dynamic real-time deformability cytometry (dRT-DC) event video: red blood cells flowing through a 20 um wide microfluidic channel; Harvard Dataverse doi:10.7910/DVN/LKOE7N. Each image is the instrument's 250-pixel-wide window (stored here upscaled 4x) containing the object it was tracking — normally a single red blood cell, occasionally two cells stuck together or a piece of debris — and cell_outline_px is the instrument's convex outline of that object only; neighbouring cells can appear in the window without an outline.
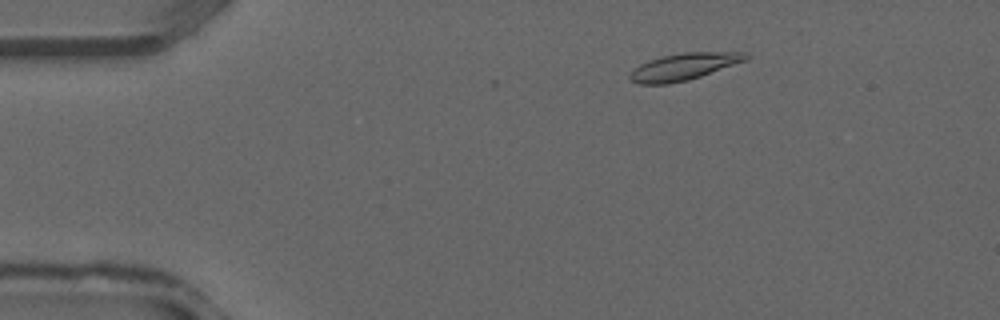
{"species": "common noctule bat (a hibernating species)", "species_latin": "Nyctalus noctula", "temperature_condition": "warm", "stored_images_in_passage": 36, "camera_frame_rate_fps": 3000, "um_per_image_px": 0.085, "animal": {"sex": "male", "forearm_length_mm": 52.5}, "frame": {"image": 1, "passage_image": 5, "time_ms": 1.333, "image_size_px": [1000, 320], "cell_outline_px": [[752, 56], [748, 60], [688, 80], [668, 84], [640, 84], [632, 80], [628, 76], [640, 64], [648, 60], [664, 56], [684, 52], [748, 52]], "centroid_in_image_um": [58.19, 5.65], "position_along_channel_um": 26.8, "area_um2": 18.09}}
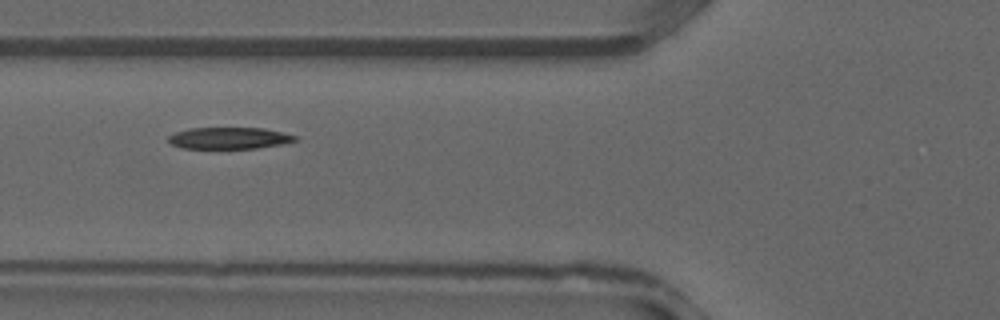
{"frame": {"image": 2, "passage_image": 13, "time_ms": 4.0, "image_size_px": [1000, 320], "cell_outline_px": [[296, 140], [280, 144], [256, 148], [180, 148], [172, 144], [168, 140], [168, 136], [176, 132], [188, 128], [264, 128], [296, 136]], "centroid_in_image_um": [19.42, 11.73], "position_along_channel_um": 106.4, "area_um2": 15.72}}
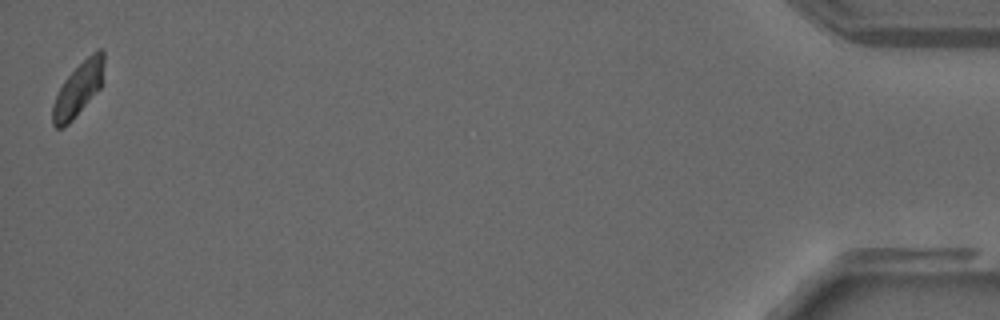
{"frame": {"image": 3, "passage_image": 36, "time_ms": 11.667, "image_size_px": [1000, 320], "cell_outline_px": [[104, 80], [100, 88], [72, 120], [64, 128], [56, 128], [52, 124], [52, 104], [64, 80], [96, 48], [104, 48]], "centroid_in_image_um": [6.68, 7.55], "position_along_channel_um": 428.5, "area_um2": 16.13}}